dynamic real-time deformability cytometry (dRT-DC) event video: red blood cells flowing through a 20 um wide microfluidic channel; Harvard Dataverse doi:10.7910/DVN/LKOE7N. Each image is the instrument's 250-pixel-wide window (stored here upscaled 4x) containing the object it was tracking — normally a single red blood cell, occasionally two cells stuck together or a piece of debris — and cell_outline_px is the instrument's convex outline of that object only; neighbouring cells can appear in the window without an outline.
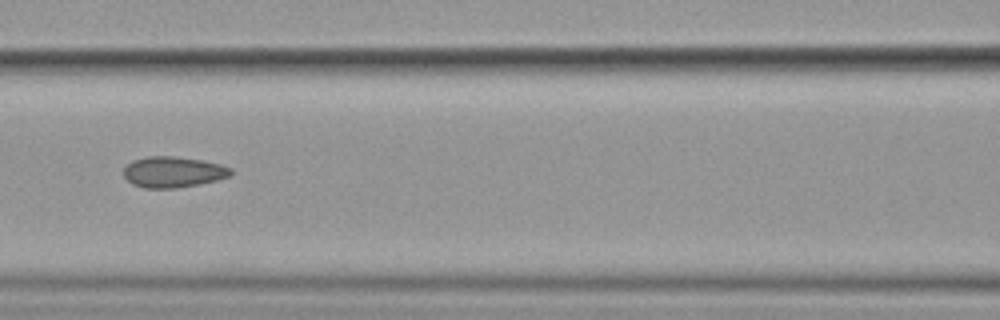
{"species": "common noctule bat (a hibernating species)", "species_latin": "Nyctalus noctula", "temperature_condition": "cold", "stored_images_in_passage": 10, "camera_frame_rate_fps": 3000, "um_per_image_px": 0.085, "animal": {"sex": "female", "body_mass_g": 19.9}, "frame": {"image": 1, "passage_image": 4, "time_ms": 3.667, "image_size_px": [1000, 320], "cell_outline_px": [[232, 172], [228, 176], [216, 180], [200, 184], [176, 188], [144, 188], [132, 184], [124, 176], [124, 168], [132, 160], [148, 156], [172, 156], [200, 160], [220, 164], [232, 168]], "centroid_in_image_um": [14.7, 14.62], "position_along_channel_um": 151.9, "area_um2": 19.19}}
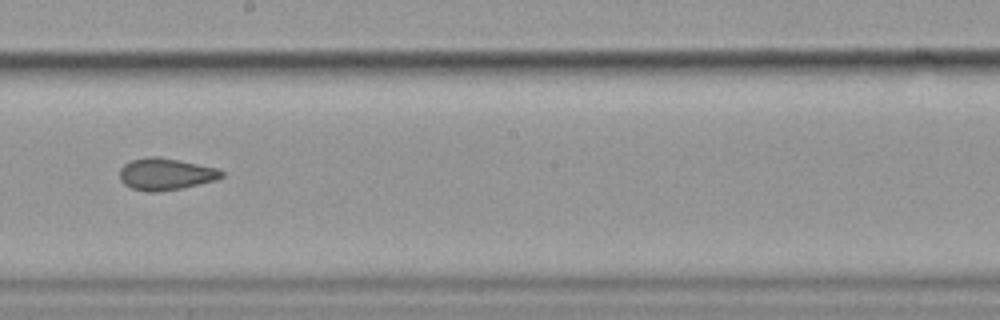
{"frame": {"image": 2, "passage_image": 6, "time_ms": 6.0, "image_size_px": [1000, 320], "cell_outline_px": [[224, 176], [216, 180], [180, 188], [160, 192], [148, 192], [132, 188], [124, 184], [120, 180], [120, 168], [124, 164], [132, 160], [148, 156], [160, 156], [216, 168], [224, 172]], "centroid_in_image_um": [14.06, 14.79], "position_along_channel_um": 234.1, "area_um2": 18.9}}
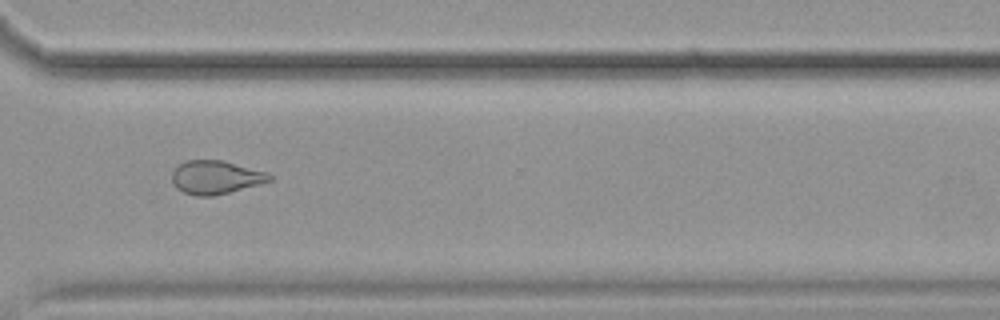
{"frame": {"image": 3, "passage_image": 9, "time_ms": 9.333, "image_size_px": [1000, 320], "cell_outline_px": [[272, 180], [260, 184], [212, 196], [196, 196], [184, 192], [176, 188], [172, 184], [172, 172], [180, 164], [188, 160], [224, 160], [268, 172], [272, 176]], "centroid_in_image_um": [18.34, 15.06], "position_along_channel_um": 352.3, "area_um2": 19.02}}